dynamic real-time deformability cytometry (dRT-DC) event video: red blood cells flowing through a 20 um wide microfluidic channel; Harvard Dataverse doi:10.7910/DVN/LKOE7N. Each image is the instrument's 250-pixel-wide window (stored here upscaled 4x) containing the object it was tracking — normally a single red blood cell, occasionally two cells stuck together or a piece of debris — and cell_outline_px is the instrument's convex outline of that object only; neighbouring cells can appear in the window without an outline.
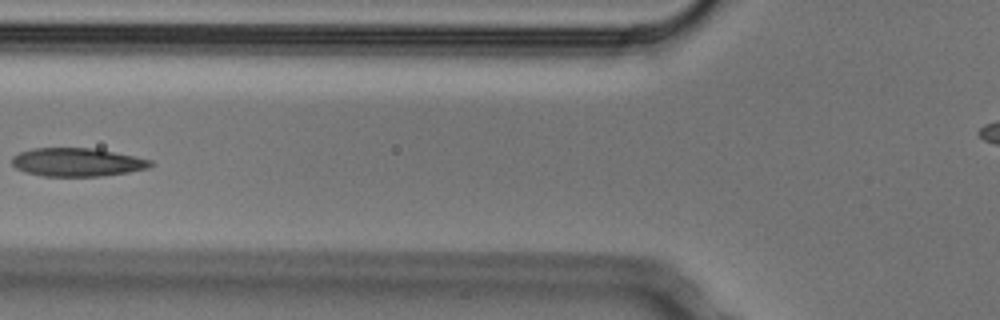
{"species": "Egyptian fruit bat (a non-hibernating species)", "species_latin": "Rousettus aegyptiacus", "temperature_condition": "cold", "stored_images_in_passage": 5, "camera_frame_rate_fps": 3000, "um_per_image_px": 0.085, "animal": {"sex": "male"}, "frame": {"image": 1, "passage_image": 4, "time_ms": 1.0, "image_size_px": [1000, 320], "cell_outline_px": [[156, 164], [148, 168], [128, 172], [100, 176], [44, 176], [24, 172], [16, 168], [12, 164], [12, 156], [20, 152], [32, 148], [96, 148], [152, 160]], "centroid_in_image_um": [6.56, 13.78], "position_along_channel_um": 119.2, "area_um2": 23.0}}
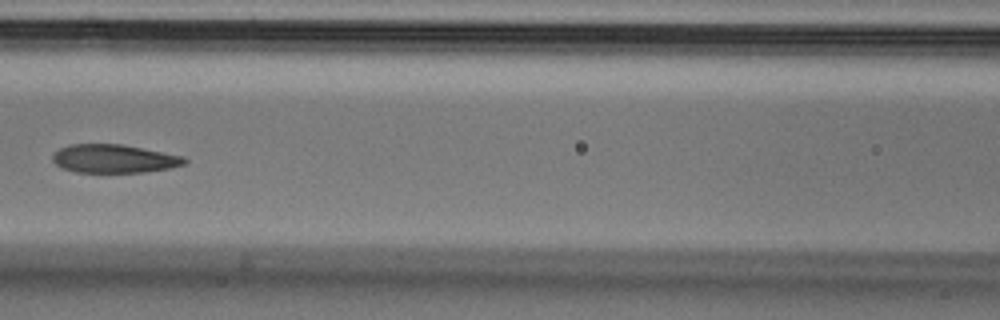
{"frame": {"image": 2, "passage_image": 5, "time_ms": 1.333, "image_size_px": [1000, 320], "cell_outline_px": [[188, 160], [184, 164], [168, 168], [144, 172], [76, 172], [64, 168], [56, 164], [52, 160], [52, 156], [60, 148], [68, 144], [120, 144], [184, 156]], "centroid_in_image_um": [9.68, 13.48], "position_along_channel_um": 156.9, "area_um2": 21.62}}